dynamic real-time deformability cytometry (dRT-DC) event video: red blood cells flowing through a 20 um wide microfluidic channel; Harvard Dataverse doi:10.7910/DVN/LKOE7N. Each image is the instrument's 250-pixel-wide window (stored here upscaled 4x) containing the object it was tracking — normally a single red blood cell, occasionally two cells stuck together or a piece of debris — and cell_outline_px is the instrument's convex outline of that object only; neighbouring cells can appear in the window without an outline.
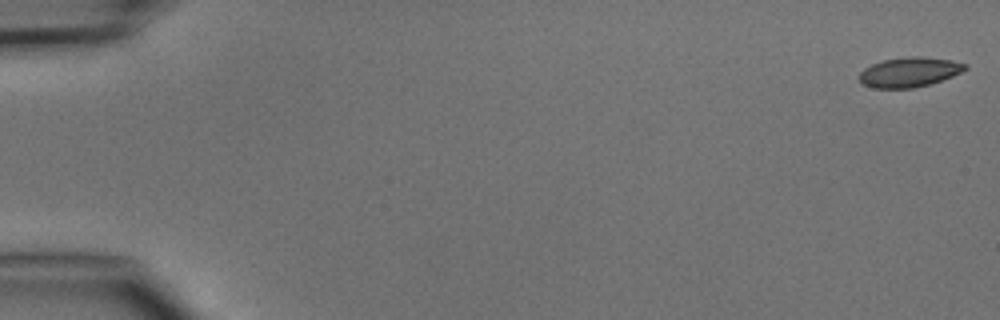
{"species": "common noctule bat (a hibernating species)", "species_latin": "Nyctalus noctula", "temperature_condition": "cold", "stored_images_in_passage": 4, "camera_frame_rate_fps": 3000, "um_per_image_px": 0.085, "animal": {"sex": "male", "body_mass_g": 15.6}, "frame": {"image": 1, "passage_image": 1, "time_ms": 0.0, "image_size_px": [1000, 320], "cell_outline_px": [[968, 68], [952, 76], [928, 84], [912, 88], [872, 88], [860, 84], [860, 72], [864, 68], [872, 64], [884, 60], [912, 56], [924, 56], [952, 60], [968, 64]], "centroid_in_image_um": [77.28, 6.12], "position_along_channel_um": 7.7, "area_um2": 18.32}}
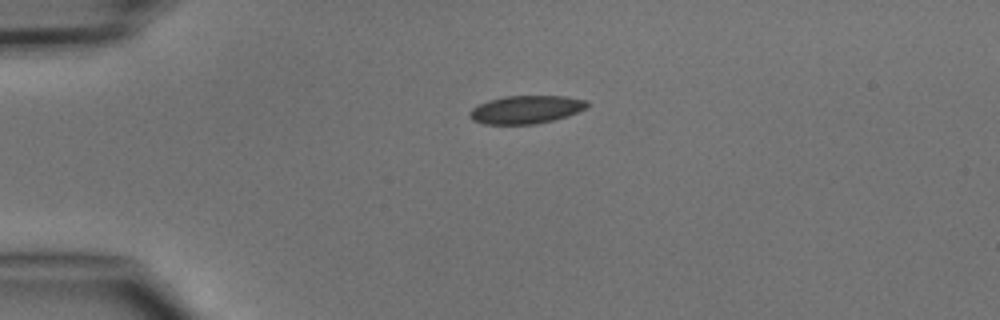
{"frame": {"image": 2, "passage_image": 4, "time_ms": 3.667, "image_size_px": [1000, 320], "cell_outline_px": [[588, 108], [568, 116], [536, 124], [484, 124], [472, 120], [468, 116], [468, 112], [472, 108], [488, 100], [504, 96], [564, 96], [588, 100]], "centroid_in_image_um": [44.72, 9.31], "position_along_channel_um": 40.3, "area_um2": 19.36}}